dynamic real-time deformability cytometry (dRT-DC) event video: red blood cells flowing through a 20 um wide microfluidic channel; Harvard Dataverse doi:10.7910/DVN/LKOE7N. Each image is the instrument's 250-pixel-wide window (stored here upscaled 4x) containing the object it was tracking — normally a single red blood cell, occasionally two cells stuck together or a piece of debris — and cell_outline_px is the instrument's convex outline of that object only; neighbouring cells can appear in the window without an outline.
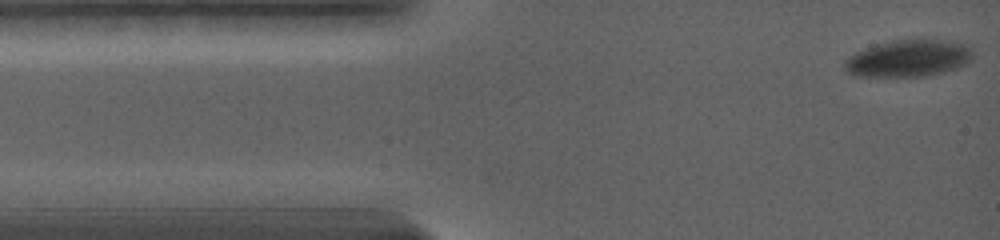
{"species": "common noctule bat (a hibernating species)", "species_latin": "Nyctalus noctula", "temperature_condition": "warm", "stored_images_in_passage": 92, "camera_frame_rate_fps": 5000, "um_per_image_px": 0.085, "animal": {"sex": "female", "body_mass_g": 19.0, "forearm_length_mm": 56.7}, "frame": {"image": 1, "passage_image": 1, "time_ms": 0.0, "image_size_px": [1000, 240], "cell_outline_px": [[972, 60], [956, 68], [928, 76], [856, 76], [848, 72], [844, 68], [844, 60], [848, 56], [856, 52], [876, 44], [892, 40], [932, 40], [972, 44]], "centroid_in_image_um": [77.22, 4.96], "position_along_channel_um": 7.8, "area_um2": 27.51}}
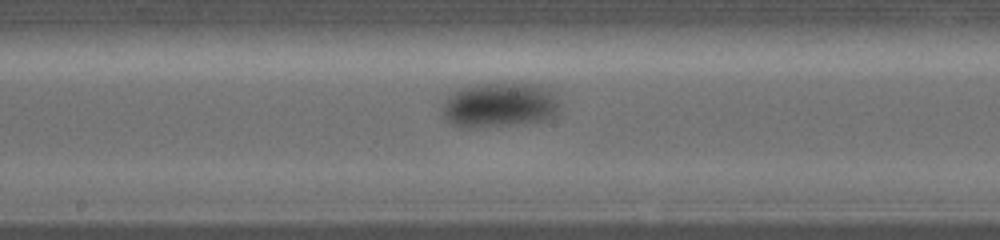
{"frame": {"image": 2, "passage_image": 38, "time_ms": 7.8, "image_size_px": [1000, 240], "cell_outline_px": [[560, 104], [556, 116], [544, 120], [516, 124], [472, 128], [468, 128], [452, 124], [444, 116], [444, 104], [448, 96], [460, 88], [476, 84], [528, 84], [544, 88], [552, 92]], "centroid_in_image_um": [42.47, 8.94], "position_along_channel_um": 205.7, "area_um2": 30.17}}
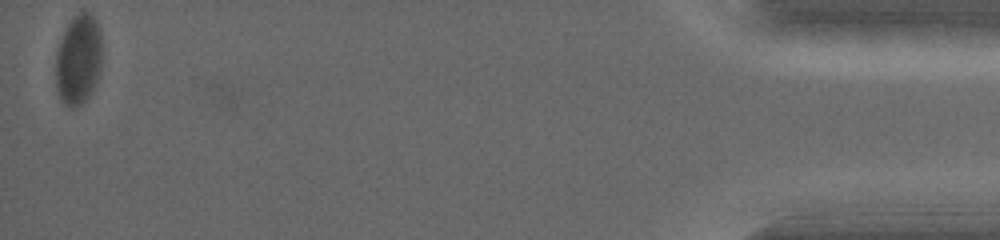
{"frame": {"image": 3, "passage_image": 92, "time_ms": 18.2, "image_size_px": [1000, 240], "cell_outline_px": [[100, 68], [96, 84], [92, 92], [76, 108], [68, 108], [60, 100], [56, 88], [56, 52], [60, 40], [72, 16], [80, 12], [88, 12], [96, 20], [100, 28]], "centroid_in_image_um": [6.64, 5.09], "position_along_channel_um": 428.6, "area_um2": 24.39}, "authors_computed_cell_mechanics": {"area_um2": 28.6688, "velocity_mm_per_s": 3.4447, "shape_relaxation_time_tau1_ms": 4.1654, "shape_relaxation_time_tau2_ms": null, "deformation_change_tau1": 0.1053, "deformation_change_tau2": null}}